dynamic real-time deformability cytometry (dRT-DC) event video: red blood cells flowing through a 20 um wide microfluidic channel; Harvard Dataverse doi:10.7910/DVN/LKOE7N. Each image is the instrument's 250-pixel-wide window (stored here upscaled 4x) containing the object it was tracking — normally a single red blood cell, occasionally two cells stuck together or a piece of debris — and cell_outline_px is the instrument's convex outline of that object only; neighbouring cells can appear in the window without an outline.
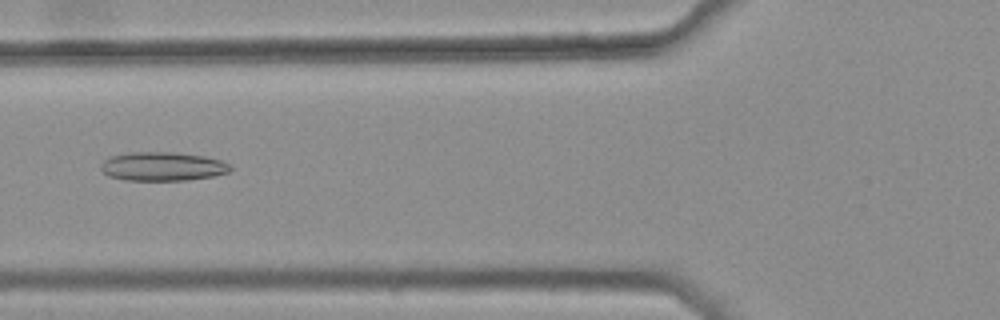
{"species": "common noctule bat (a hibernating species)", "species_latin": "Nyctalus noctula", "temperature_condition": "warm", "stored_images_in_passage": 3, "camera_frame_rate_fps": 3000, "um_per_image_px": 0.085, "animal": {"sex": "female", "body_mass_g": 25.1}, "frame": {"image": 1, "passage_image": 3, "time_ms": 0.667, "image_size_px": [1000, 320], "cell_outline_px": [[232, 168], [228, 172], [212, 176], [188, 180], [124, 180], [108, 176], [100, 168], [100, 164], [104, 160], [112, 156], [128, 152], [176, 152], [204, 156], [220, 160], [232, 164]], "centroid_in_image_um": [13.82, 14.14], "position_along_channel_um": 112.0, "area_um2": 21.85}}